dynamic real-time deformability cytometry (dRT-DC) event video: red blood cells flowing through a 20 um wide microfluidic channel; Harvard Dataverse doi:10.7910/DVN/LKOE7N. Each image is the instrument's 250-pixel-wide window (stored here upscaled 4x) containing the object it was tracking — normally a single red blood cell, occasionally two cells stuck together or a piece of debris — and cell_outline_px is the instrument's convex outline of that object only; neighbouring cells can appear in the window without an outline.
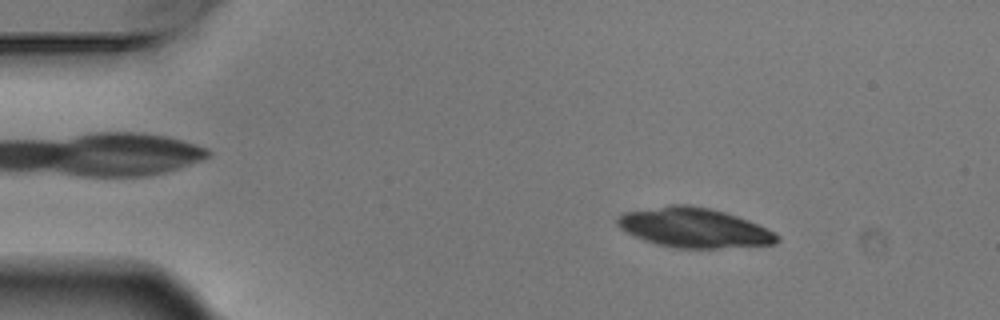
{"species": "Egyptian fruit bat (a non-hibernating species)", "species_latin": "Rousettus aegyptiacus", "temperature_condition": "warm", "stored_images_in_passage": 2, "camera_frame_rate_fps": 3000, "um_per_image_px": 0.085, "animal": {"sex": "male"}, "frame": {"image": 1, "passage_image": 2, "time_ms": 0.333, "image_size_px": [1000, 320], "cell_outline_px": [[780, 240], [776, 244], [716, 248], [672, 248], [656, 244], [644, 240], [620, 228], [616, 224], [616, 216], [624, 212], [672, 204], [688, 204], [708, 208], [724, 212], [748, 220], [780, 236]], "centroid_in_image_um": [58.96, 19.36], "position_along_channel_um": 26.0, "area_um2": 36.7}}